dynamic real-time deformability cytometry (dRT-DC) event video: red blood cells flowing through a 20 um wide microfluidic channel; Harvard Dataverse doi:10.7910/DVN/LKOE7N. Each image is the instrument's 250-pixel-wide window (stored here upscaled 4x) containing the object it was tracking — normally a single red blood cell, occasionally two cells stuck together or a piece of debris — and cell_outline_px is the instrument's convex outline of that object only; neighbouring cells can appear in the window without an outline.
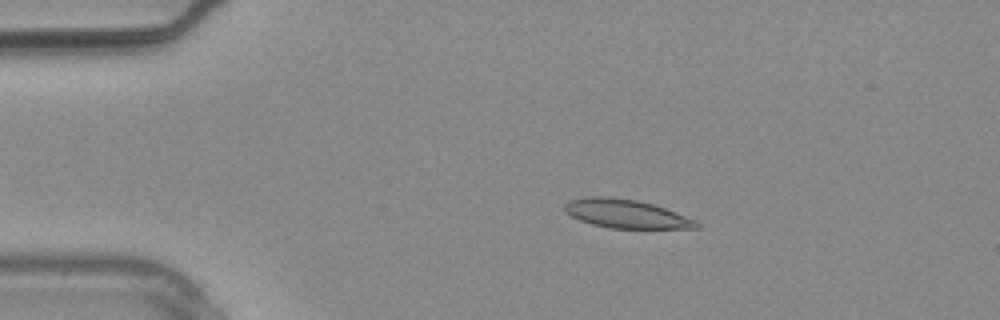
{"species": "common noctule bat (a hibernating species)", "species_latin": "Nyctalus noctula", "temperature_condition": "warm", "stored_images_in_passage": 2, "camera_frame_rate_fps": 3000, "um_per_image_px": 0.085, "animal": {"sex": "male", "body_mass_g": 20.4}, "frame": {"image": 1, "passage_image": 2, "time_ms": 0.333, "image_size_px": [1000, 320], "cell_outline_px": [[700, 228], [608, 228], [592, 224], [580, 220], [564, 212], [564, 204], [568, 200], [584, 196], [608, 196], [636, 200], [652, 204], [664, 208], [696, 220], [700, 224]], "centroid_in_image_um": [53.16, 18.16], "position_along_channel_um": 31.8, "area_um2": 22.02}}